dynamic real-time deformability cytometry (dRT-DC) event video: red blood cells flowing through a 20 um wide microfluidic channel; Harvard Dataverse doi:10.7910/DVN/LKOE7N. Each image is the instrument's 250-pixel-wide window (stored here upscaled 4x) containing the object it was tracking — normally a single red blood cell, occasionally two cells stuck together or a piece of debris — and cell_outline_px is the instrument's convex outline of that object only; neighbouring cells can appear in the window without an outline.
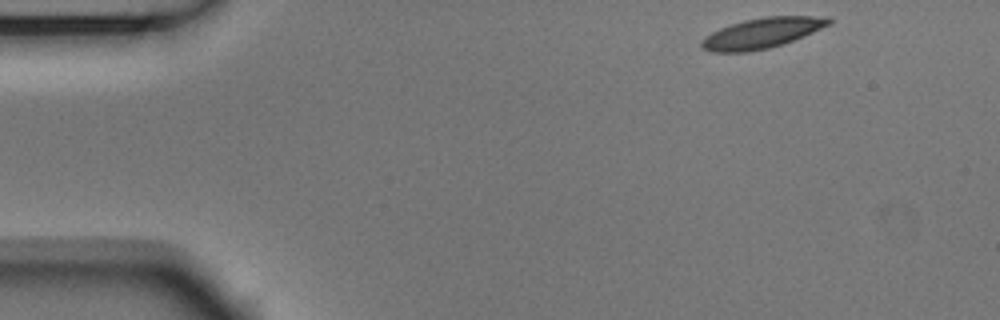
{"species": "Egyptian fruit bat (a non-hibernating species)", "species_latin": "Rousettus aegyptiacus", "temperature_condition": "room temperature", "stored_images_in_passage": 49, "camera_frame_rate_fps": 3000, "um_per_image_px": 0.085, "animal": {"sex": "male"}, "frame": {"image": 1, "passage_image": 1, "time_ms": 0.0, "image_size_px": [1000, 320], "cell_outline_px": [[832, 24], [804, 36], [768, 48], [748, 52], [712, 52], [700, 48], [700, 40], [712, 32], [720, 28], [744, 20], [764, 16], [832, 16]], "centroid_in_image_um": [64.78, 2.8], "position_along_channel_um": 20.2, "area_um2": 22.6}}
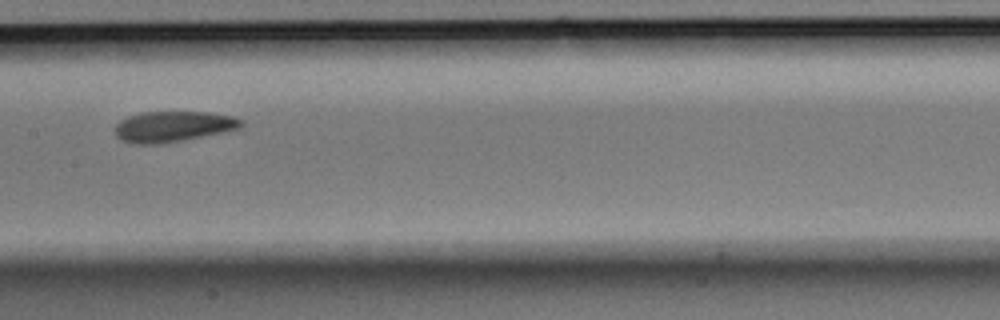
{"frame": {"image": 2, "passage_image": 22, "time_ms": 7.0, "image_size_px": [1000, 320], "cell_outline_px": [[244, 124], [240, 128], [160, 144], [132, 144], [120, 140], [116, 136], [116, 124], [120, 120], [128, 116], [140, 112], [208, 112], [232, 116], [244, 120]], "centroid_in_image_um": [14.67, 10.74], "position_along_channel_um": 192.7, "area_um2": 22.43}}
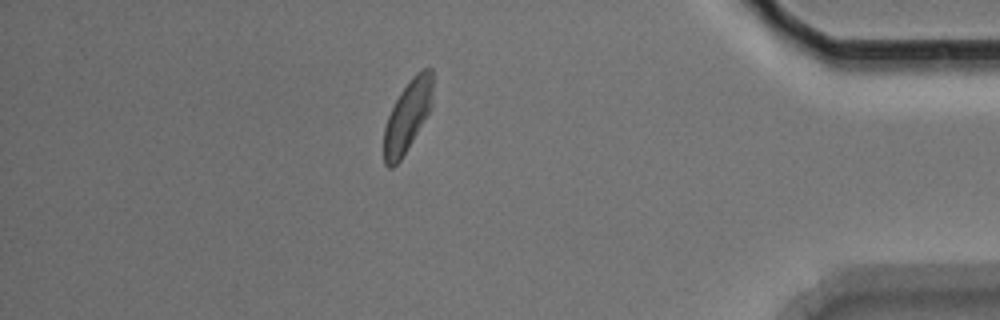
{"frame": {"image": 3, "passage_image": 42, "time_ms": 13.667, "image_size_px": [1000, 320], "cell_outline_px": [[432, 108], [400, 160], [392, 168], [388, 168], [384, 164], [384, 128], [388, 116], [400, 92], [412, 76], [416, 72], [424, 68], [432, 68]], "centroid_in_image_um": [34.64, 9.85], "position_along_channel_um": 400.6, "area_um2": 20.17}, "authors_computed_cell_mechanics": {"area_um2": 22.3686, "velocity_mm_per_s": 3.6925, "shape_relaxation_time_tau1_ms": 4.0064, "shape_relaxation_time_tau2_ms": 3.2157, "deformation_change_tau1": 0.1166, "deformation_change_tau2": 0.084}}